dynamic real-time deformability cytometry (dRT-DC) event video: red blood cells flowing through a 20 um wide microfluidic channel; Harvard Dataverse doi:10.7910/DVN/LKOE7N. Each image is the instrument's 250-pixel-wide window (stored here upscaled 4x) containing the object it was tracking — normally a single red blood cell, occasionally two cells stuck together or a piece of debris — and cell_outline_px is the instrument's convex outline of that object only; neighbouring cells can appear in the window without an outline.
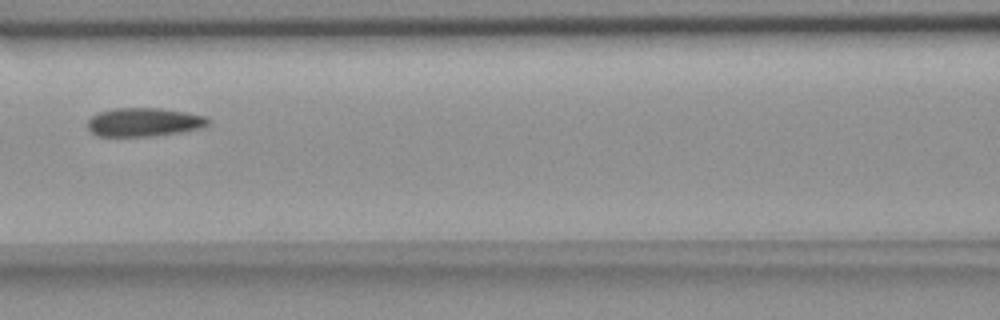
{"species": "common noctule bat (a hibernating species)", "species_latin": "Nyctalus noctula", "temperature_condition": "room temperature", "stored_images_in_passage": 6, "camera_frame_rate_fps": 3000, "um_per_image_px": 0.085, "animal": {"sex": "female", "body_mass_g": 18.4}, "frame": {"image": 1, "passage_image": 6, "time_ms": 1.667, "image_size_px": [1000, 320], "cell_outline_px": [[212, 120], [208, 124], [200, 128], [180, 132], [152, 136], [100, 136], [92, 132], [88, 128], [88, 120], [92, 116], [100, 112], [116, 108], [160, 108], [208, 116]], "centroid_in_image_um": [12.27, 10.38], "position_along_channel_um": 154.3, "area_um2": 20.0}}